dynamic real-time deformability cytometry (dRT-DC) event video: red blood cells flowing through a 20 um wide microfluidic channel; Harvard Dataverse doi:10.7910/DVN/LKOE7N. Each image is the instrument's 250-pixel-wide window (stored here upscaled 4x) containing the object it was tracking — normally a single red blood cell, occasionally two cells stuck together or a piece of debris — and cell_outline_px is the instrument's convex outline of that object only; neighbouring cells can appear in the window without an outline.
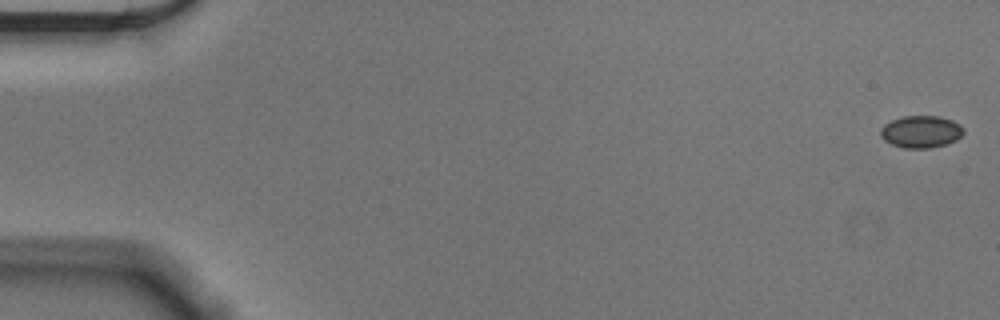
{"species": "Egyptian fruit bat (a non-hibernating species)", "species_latin": "Rousettus aegyptiacus", "temperature_condition": "cold", "stored_images_in_passage": 56, "camera_frame_rate_fps": 3000, "um_per_image_px": 0.085, "animal": {"sex": "male"}, "frame": {"image": 1, "passage_image": 1, "time_ms": 0.0, "image_size_px": [1000, 320], "cell_outline_px": [[964, 132], [956, 140], [944, 144], [928, 148], [904, 148], [892, 144], [884, 140], [880, 136], [880, 128], [884, 124], [892, 120], [904, 116], [940, 116], [952, 120], [960, 124], [964, 128]], "centroid_in_image_um": [78.27, 11.18], "position_along_channel_um": 6.7, "area_um2": 15.55}}
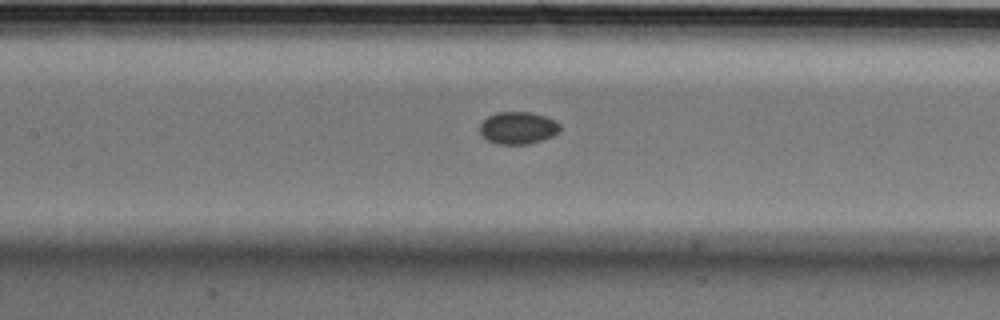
{"frame": {"image": 2, "passage_image": 26, "time_ms": 8.333, "image_size_px": [1000, 320], "cell_outline_px": [[560, 132], [552, 136], [528, 144], [496, 144], [488, 140], [480, 132], [480, 124], [488, 116], [496, 112], [532, 112], [556, 120], [560, 124]], "centroid_in_image_um": [44.05, 10.86], "position_along_channel_um": 163.4, "area_um2": 15.09}}
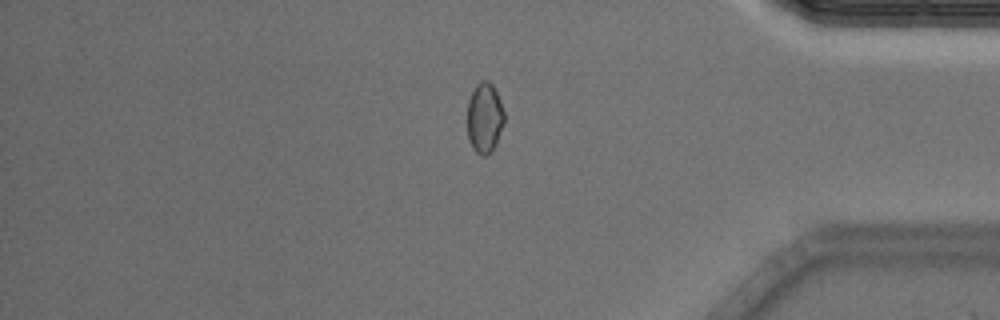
{"frame": {"image": 3, "passage_image": 47, "time_ms": 15.333, "image_size_px": [1000, 320], "cell_outline_px": [[504, 124], [496, 144], [484, 156], [480, 156], [472, 148], [468, 140], [468, 100], [476, 84], [480, 80], [488, 80], [492, 84], [500, 100], [504, 112]], "centroid_in_image_um": [41.18, 10.01], "position_along_channel_um": 394.0, "area_um2": 15.14}, "authors_computed_cell_mechanics": {"area_um2": 15.2014, "velocity_mm_per_s": 3.6349, "shape_relaxation_time_tau1_ms": 2.7751, "shape_relaxation_time_tau2_ms": 4.4637, "deformation_change_tau1": 0.0348, "deformation_change_tau2": 0.0318}}